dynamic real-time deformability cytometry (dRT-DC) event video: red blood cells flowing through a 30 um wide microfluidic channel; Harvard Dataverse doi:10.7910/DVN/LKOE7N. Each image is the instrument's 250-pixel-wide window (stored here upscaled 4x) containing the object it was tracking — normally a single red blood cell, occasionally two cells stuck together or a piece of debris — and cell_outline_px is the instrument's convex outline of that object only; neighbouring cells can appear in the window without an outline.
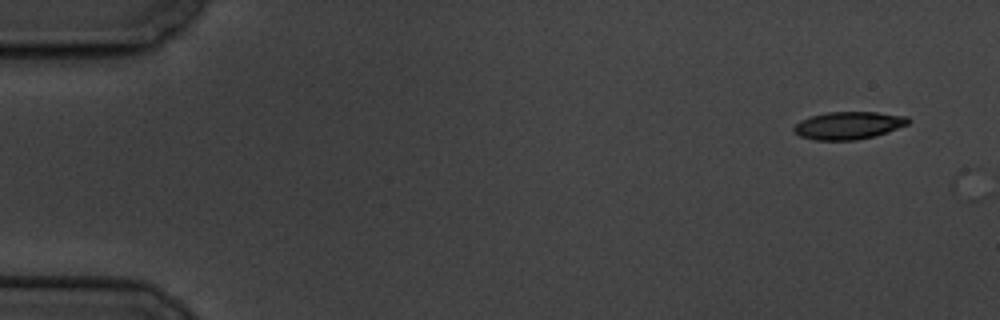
{"species": "common noctule bat (a hibernating species)", "species_latin": "Nyctalus noctula", "temperature_condition": "cold", "stored_images_in_passage": 2, "camera_frame_rate_fps": 3000, "um_per_image_px": 0.085, "animal": {"sex": "male", "body_mass_g": 19.5, "forearm_length_mm": 54.6}, "frame": {"image": 1, "passage_image": 1, "time_ms": 0.0, "image_size_px": [1000, 320], "cell_outline_px": [[912, 120], [908, 124], [888, 132], [856, 140], [816, 140], [800, 136], [792, 128], [800, 120], [808, 116], [828, 112], [876, 112], [908, 116]], "centroid_in_image_um": [72.13, 10.65], "position_along_channel_um": 12.9, "area_um2": 18.44}}